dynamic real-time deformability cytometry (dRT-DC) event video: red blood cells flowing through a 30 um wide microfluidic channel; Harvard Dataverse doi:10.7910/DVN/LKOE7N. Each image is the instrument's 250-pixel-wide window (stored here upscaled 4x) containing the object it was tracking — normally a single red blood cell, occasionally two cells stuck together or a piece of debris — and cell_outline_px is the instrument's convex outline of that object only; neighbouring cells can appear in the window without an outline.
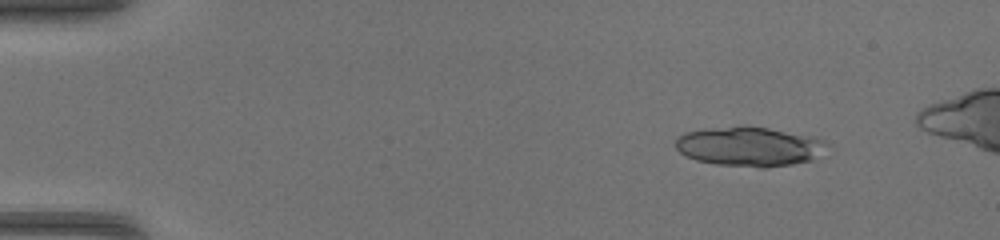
{"species": "common noctule bat (a hibernating species)", "species_latin": "Nyctalus noctula", "temperature_condition": "warm", "stored_images_in_passage": 44, "camera_frame_rate_fps": 3000, "um_per_image_px": 0.085, "animal": {"sex": "female", "body_mass_g": 17.0, "forearm_length_mm": 48.0}, "frame": {"image": 1, "passage_image": 6, "time_ms": 1.667, "image_size_px": [1000, 240], "cell_outline_px": [[824, 140], [812, 160], [792, 164], [764, 168], [760, 168], [716, 164], [696, 160], [684, 156], [676, 148], [676, 140], [684, 132], [704, 128], [740, 124], [744, 124], [768, 128], [812, 136]], "centroid_in_image_um": [63.56, 12.43], "position_along_channel_um": 21.4, "area_um2": 34.74}}
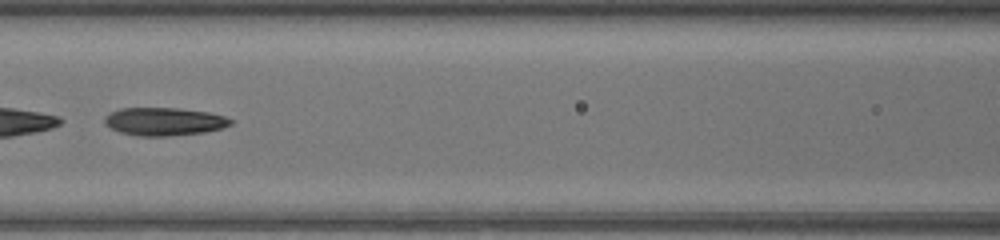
{"frame": {"image": 2, "passage_image": 22, "time_ms": 7.0, "image_size_px": [1000, 240], "cell_outline_px": [[232, 124], [220, 128], [204, 132], [168, 136], [140, 136], [120, 132], [108, 128], [104, 124], [104, 116], [108, 112], [120, 108], [176, 108], [208, 112], [224, 116], [232, 120]], "centroid_in_image_um": [13.88, 10.32], "position_along_channel_um": 152.7, "area_um2": 20.63}}
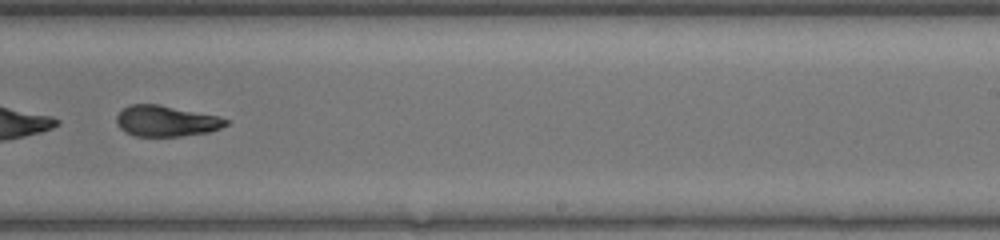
{"frame": {"image": 3, "passage_image": 30, "time_ms": 9.667, "image_size_px": [1000, 240], "cell_outline_px": [[228, 124], [220, 128], [208, 132], [180, 136], [136, 136], [124, 132], [116, 124], [116, 116], [128, 104], [160, 104], [220, 116], [228, 120]], "centroid_in_image_um": [14.11, 10.28], "position_along_channel_um": 274.9, "area_um2": 19.83}}